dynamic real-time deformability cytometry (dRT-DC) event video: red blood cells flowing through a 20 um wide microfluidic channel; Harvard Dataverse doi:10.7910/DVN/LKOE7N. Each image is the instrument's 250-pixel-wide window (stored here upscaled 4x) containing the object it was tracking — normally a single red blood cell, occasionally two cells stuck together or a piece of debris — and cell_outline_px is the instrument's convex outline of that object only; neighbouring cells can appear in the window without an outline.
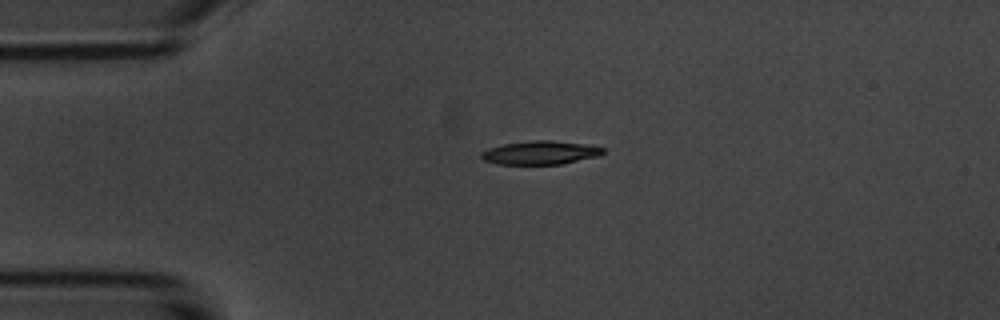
{"species": "common noctule bat (a hibernating species)", "species_latin": "Nyctalus noctula", "temperature_condition": "room temperature", "stored_images_in_passage": 12, "camera_frame_rate_fps": 3000, "um_per_image_px": 0.085, "animal": {"sex": "male", "body_mass_g": 20.1, "forearm_length_mm": 53.5}, "frame": {"image": 1, "passage_image": 1, "time_ms": 0.0, "image_size_px": [1000, 320], "cell_outline_px": [[604, 152], [600, 156], [560, 164], [496, 164], [484, 160], [480, 156], [480, 152], [488, 148], [504, 144], [532, 140], [548, 140], [584, 144], [604, 148]], "centroid_in_image_um": [45.9, 12.98], "position_along_channel_um": 39.1, "area_um2": 16.65}}
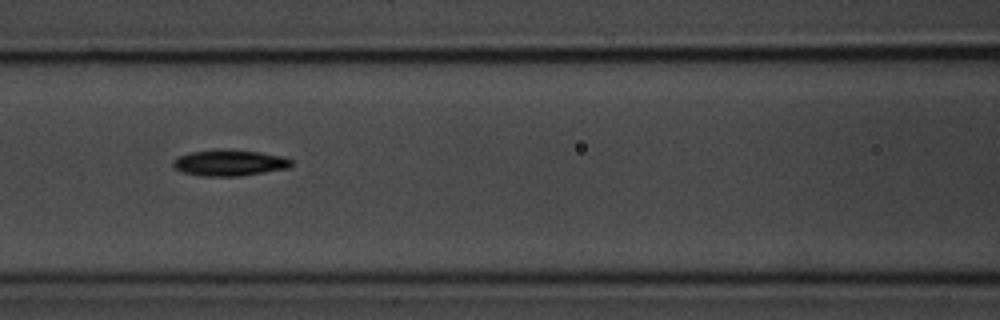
{"frame": {"image": 2, "passage_image": 4, "time_ms": 3.667, "image_size_px": [1000, 320], "cell_outline_px": [[296, 160], [288, 168], [240, 176], [200, 176], [184, 172], [176, 168], [172, 164], [172, 160], [176, 156], [192, 152], [216, 148], [224, 148], [260, 152], [284, 156]], "centroid_in_image_um": [19.52, 13.82], "position_along_channel_um": 147.1, "area_um2": 18.38}}
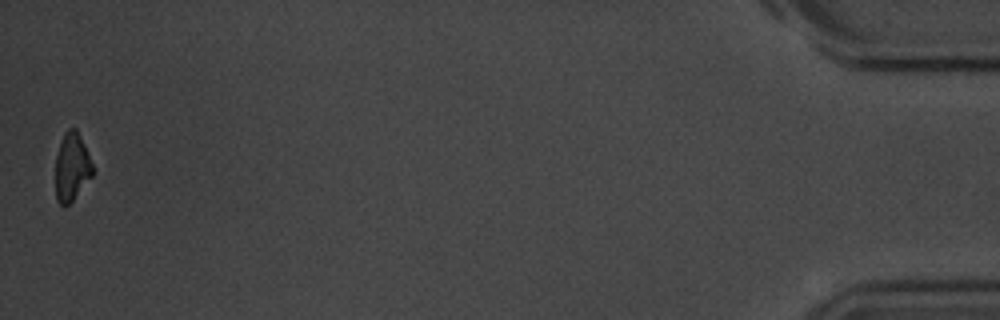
{"frame": {"image": 3, "passage_image": 12, "time_ms": 14.0, "image_size_px": [1000, 320], "cell_outline_px": [[92, 176], [72, 200], [64, 208], [56, 200], [56, 156], [64, 132], [68, 128], [76, 128], [84, 144], [92, 164]], "centroid_in_image_um": [6.08, 14.2], "position_along_channel_um": 429.1, "area_um2": 14.51}, "authors_computed_cell_mechanics": {"area_um2": 16.8487, "velocity_mm_per_s": 3.6358, "shape_relaxation_time_tau1_ms": 1.1241, "shape_relaxation_time_tau2_ms": null, "deformation_change_tau1": 0.0923, "deformation_change_tau2": null}}